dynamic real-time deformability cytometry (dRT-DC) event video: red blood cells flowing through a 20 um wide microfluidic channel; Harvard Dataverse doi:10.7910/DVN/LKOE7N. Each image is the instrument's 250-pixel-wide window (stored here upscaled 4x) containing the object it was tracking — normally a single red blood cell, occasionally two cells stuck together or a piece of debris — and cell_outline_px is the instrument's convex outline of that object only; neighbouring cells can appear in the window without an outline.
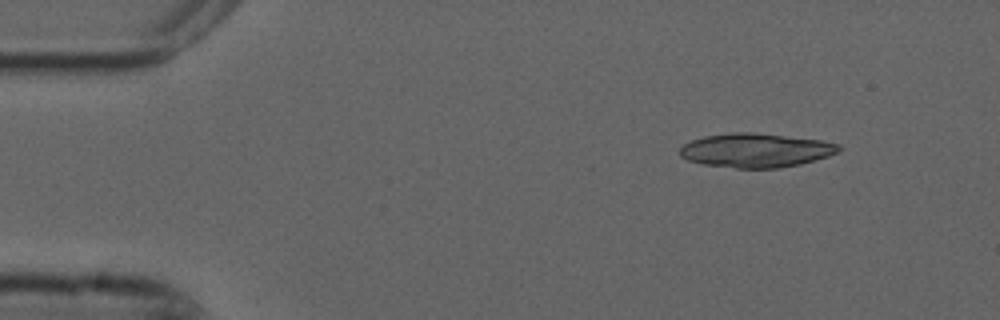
{"species": "common noctule bat (a hibernating species)", "species_latin": "Nyctalus noctula", "temperature_condition": "cold", "stored_images_in_passage": 6, "camera_frame_rate_fps": 3000, "um_per_image_px": 0.085, "animal": {"sex": "male", "forearm_length_mm": 52.5}, "frame": {"image": 1, "passage_image": 1, "time_ms": 0.0, "image_size_px": [1000, 320], "cell_outline_px": [[840, 152], [828, 156], [800, 164], [776, 168], [736, 168], [704, 164], [688, 160], [680, 156], [680, 148], [684, 144], [692, 140], [704, 136], [732, 132], [752, 132], [820, 140], [840, 144]], "centroid_in_image_um": [64.24, 12.77], "position_along_channel_um": 20.8, "area_um2": 31.39}}
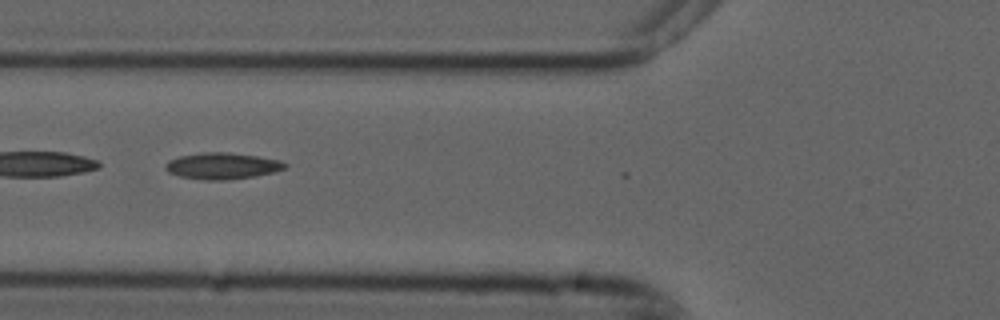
{"frame": {"image": 2, "passage_image": 5, "time_ms": 1.333, "image_size_px": [1000, 320], "cell_outline_px": [[288, 164], [284, 168], [272, 172], [256, 176], [228, 180], [204, 180], [180, 176], [168, 172], [164, 168], [164, 164], [168, 160], [180, 156], [204, 152], [228, 152], [256, 156], [280, 160]], "centroid_in_image_um": [18.86, 14.1], "position_along_channel_um": 106.9, "area_um2": 18.38}}